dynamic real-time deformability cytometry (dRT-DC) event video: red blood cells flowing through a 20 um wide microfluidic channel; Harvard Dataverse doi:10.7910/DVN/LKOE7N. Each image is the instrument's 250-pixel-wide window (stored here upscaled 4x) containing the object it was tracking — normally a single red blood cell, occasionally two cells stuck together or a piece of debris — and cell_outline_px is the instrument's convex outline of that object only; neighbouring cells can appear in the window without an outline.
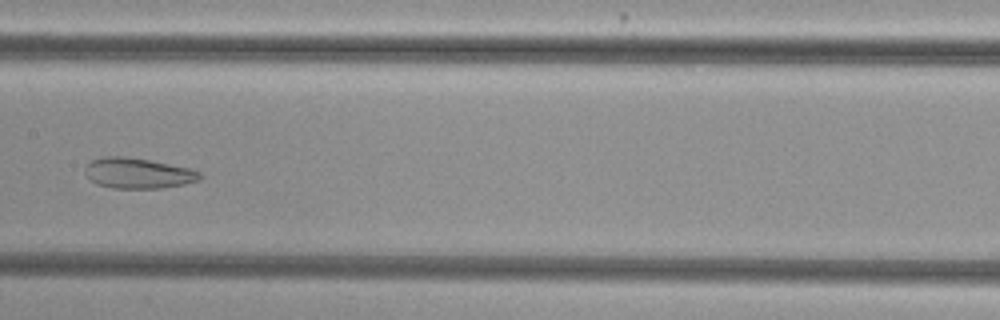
{"species": "common noctule bat (a hibernating species)", "species_latin": "Nyctalus noctula", "temperature_condition": "cold", "stored_images_in_passage": 8, "camera_frame_rate_fps": 3000, "um_per_image_px": 0.085, "animal": {"sex": "female", "body_mass_g": 29.2, "forearm_length_mm": 56.3}, "frame": {"image": 1, "passage_image": 8, "time_ms": 2.333, "image_size_px": [1000, 320], "cell_outline_px": [[200, 180], [184, 184], [160, 188], [112, 188], [96, 184], [84, 172], [84, 168], [92, 160], [104, 156], [124, 156], [148, 160], [188, 168], [200, 172]], "centroid_in_image_um": [11.7, 14.72], "position_along_channel_um": 195.7, "area_um2": 20.17}}